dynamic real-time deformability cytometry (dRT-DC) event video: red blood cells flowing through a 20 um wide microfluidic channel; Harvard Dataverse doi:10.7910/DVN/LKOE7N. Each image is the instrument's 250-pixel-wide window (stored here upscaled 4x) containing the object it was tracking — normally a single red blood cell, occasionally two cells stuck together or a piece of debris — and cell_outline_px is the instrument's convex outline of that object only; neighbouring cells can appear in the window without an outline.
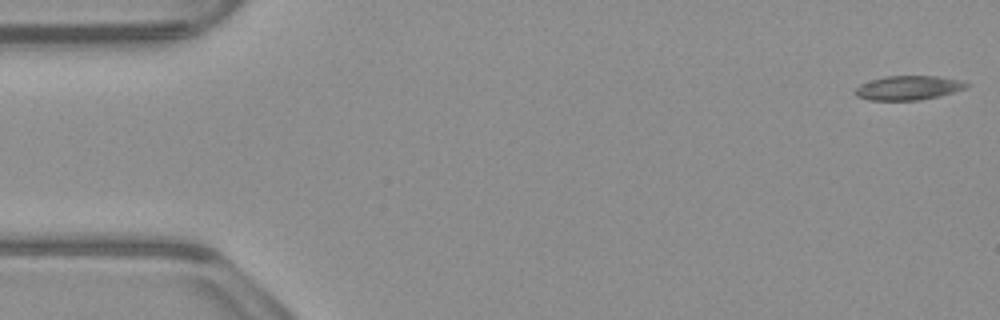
{"species": "common noctule bat (a hibernating species)", "species_latin": "Nyctalus noctula", "temperature_condition": "warm", "stored_images_in_passage": 52, "camera_frame_rate_fps": 3000, "um_per_image_px": 0.085, "animal": {"sex": "male", "body_mass_g": 23.1, "forearm_length_mm": 52.7}, "frame": {"image": 1, "passage_image": 1, "time_ms": 0.0, "image_size_px": [1000, 320], "cell_outline_px": [[968, 84], [964, 88], [940, 96], [920, 100], [868, 100], [856, 96], [852, 92], [860, 84], [884, 76], [936, 76], [960, 80]], "centroid_in_image_um": [77.14, 7.47], "position_along_channel_um": 7.9, "area_um2": 15.61}}
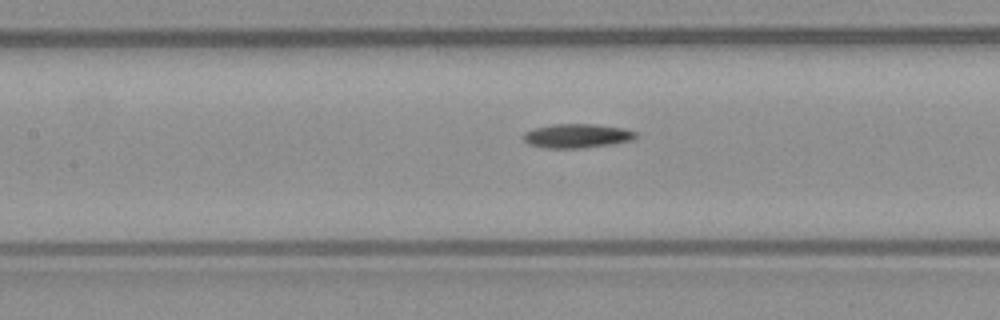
{"frame": {"image": 2, "passage_image": 23, "time_ms": 7.333, "image_size_px": [1000, 320], "cell_outline_px": [[640, 132], [632, 140], [612, 144], [584, 148], [544, 148], [528, 144], [524, 140], [524, 132], [532, 128], [552, 124], [592, 124], [624, 128]], "centroid_in_image_um": [49.05, 11.55], "position_along_channel_um": 158.4, "area_um2": 15.95}}
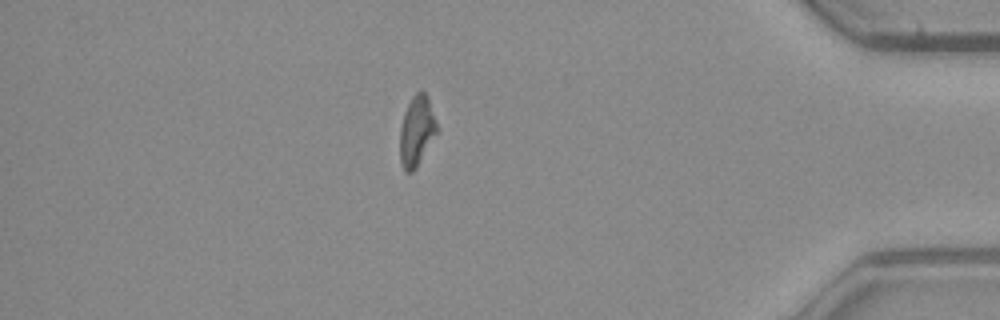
{"frame": {"image": 3, "passage_image": 45, "time_ms": 14.667, "image_size_px": [1000, 320], "cell_outline_px": [[440, 128], [416, 168], [412, 172], [404, 172], [400, 160], [400, 128], [404, 112], [412, 96], [420, 88], [428, 96]], "centroid_in_image_um": [35.44, 11.1], "position_along_channel_um": 399.8, "area_um2": 15.49}, "authors_computed_cell_mechanics": {"area_um2": 15.4615, "velocity_mm_per_s": 3.9053, "shape_relaxation_time_tau1_ms": 9.1614, "shape_relaxation_time_tau2_ms": null, "deformation_change_tau1": 0.2173, "deformation_change_tau2": null}}